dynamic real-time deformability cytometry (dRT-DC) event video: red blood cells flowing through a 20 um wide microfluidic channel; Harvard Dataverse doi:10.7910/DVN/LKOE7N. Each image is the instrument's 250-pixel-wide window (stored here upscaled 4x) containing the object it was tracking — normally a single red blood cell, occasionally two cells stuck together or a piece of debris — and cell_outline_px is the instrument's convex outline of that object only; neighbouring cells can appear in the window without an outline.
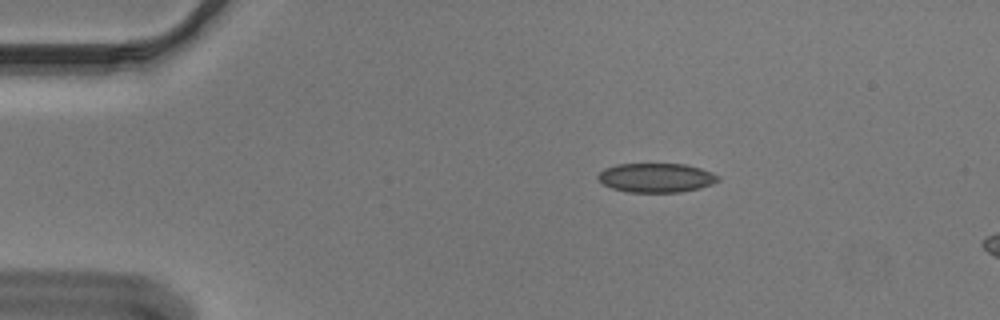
{"species": "Egyptian fruit bat (a non-hibernating species)", "species_latin": "Rousettus aegyptiacus", "temperature_condition": "cold", "stored_images_in_passage": 10, "camera_frame_rate_fps": 3000, "um_per_image_px": 0.085, "animal": {"sex": "male"}, "frame": {"image": 1, "passage_image": 4, "time_ms": 1.0, "image_size_px": [1000, 320], "cell_outline_px": [[720, 180], [712, 184], [700, 188], [680, 192], [628, 192], [612, 188], [604, 184], [596, 176], [604, 168], [616, 164], [684, 164], [700, 168], [712, 172], [720, 176]], "centroid_in_image_um": [55.79, 15.1], "position_along_channel_um": 29.2, "area_um2": 20.46}}